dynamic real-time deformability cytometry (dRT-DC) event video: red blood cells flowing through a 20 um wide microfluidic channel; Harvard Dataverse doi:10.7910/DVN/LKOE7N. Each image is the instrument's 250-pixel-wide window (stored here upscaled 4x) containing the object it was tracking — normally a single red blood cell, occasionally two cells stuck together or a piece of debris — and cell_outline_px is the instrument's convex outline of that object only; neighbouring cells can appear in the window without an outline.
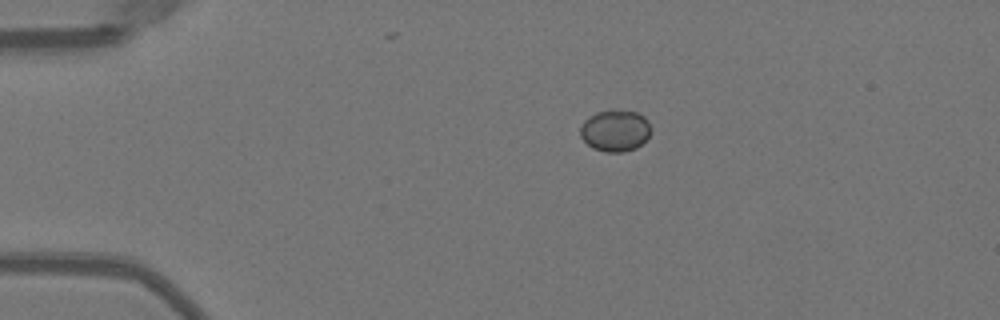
{"species": "Egyptian fruit bat (a non-hibernating species)", "species_latin": "Rousettus aegyptiacus", "temperature_condition": "warm", "stored_images_in_passage": 41, "camera_frame_rate_fps": 3000, "um_per_image_px": 0.085, "animal": {"sex": "female"}, "frame": {"image": 1, "passage_image": 1, "time_ms": 0.0, "image_size_px": [1000, 320], "cell_outline_px": [[652, 128], [648, 136], [636, 148], [624, 152], [604, 152], [592, 148], [580, 136], [580, 128], [584, 120], [596, 112], [612, 108], [636, 112], [644, 116], [648, 120]], "centroid_in_image_um": [52.29, 11.08], "position_along_channel_um": 32.7, "area_um2": 17.4}}
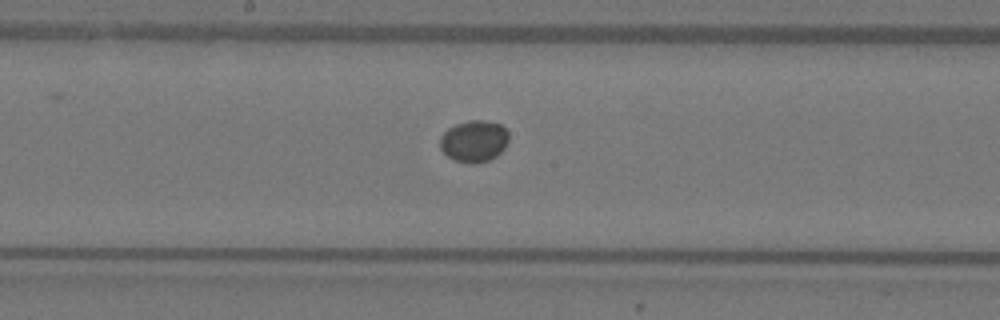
{"frame": {"image": 2, "passage_image": 18, "time_ms": 5.667, "image_size_px": [1000, 320], "cell_outline_px": [[508, 140], [504, 148], [496, 156], [488, 160], [476, 164], [472, 164], [456, 160], [448, 156], [440, 148], [440, 136], [448, 128], [456, 124], [468, 120], [480, 120], [500, 124], [508, 132]], "centroid_in_image_um": [40.28, 11.99], "position_along_channel_um": 207.9, "area_um2": 16.59}}
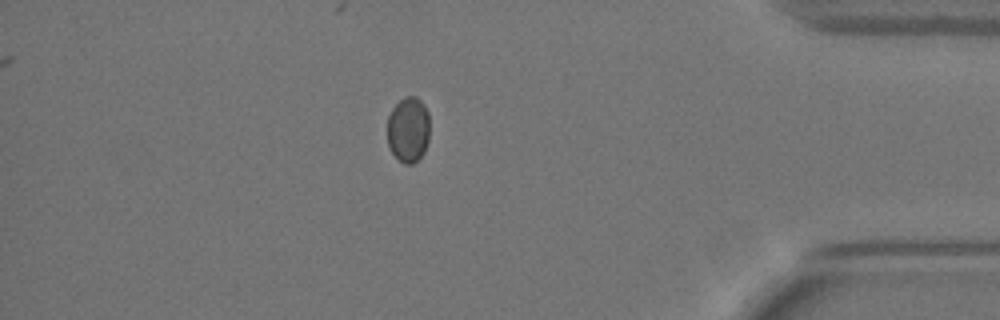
{"frame": {"image": 3, "passage_image": 35, "time_ms": 11.333, "image_size_px": [1000, 320], "cell_outline_px": [[428, 140], [424, 152], [412, 164], [404, 164], [392, 152], [388, 144], [388, 116], [392, 108], [404, 96], [416, 96], [424, 104], [428, 112]], "centroid_in_image_um": [34.7, 10.99], "position_along_channel_um": 400.5, "area_um2": 16.07}}